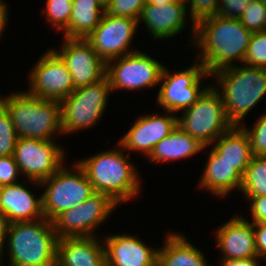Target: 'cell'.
<instances>
[{
    "label": "cell",
    "instance_id": "cell-30",
    "mask_svg": "<svg viewBox=\"0 0 266 266\" xmlns=\"http://www.w3.org/2000/svg\"><path fill=\"white\" fill-rule=\"evenodd\" d=\"M239 20L252 33L266 31V6L260 0H251Z\"/></svg>",
    "mask_w": 266,
    "mask_h": 266
},
{
    "label": "cell",
    "instance_id": "cell-8",
    "mask_svg": "<svg viewBox=\"0 0 266 266\" xmlns=\"http://www.w3.org/2000/svg\"><path fill=\"white\" fill-rule=\"evenodd\" d=\"M181 113L178 127L208 146L233 127L226 116L222 97L212 84L191 107Z\"/></svg>",
    "mask_w": 266,
    "mask_h": 266
},
{
    "label": "cell",
    "instance_id": "cell-40",
    "mask_svg": "<svg viewBox=\"0 0 266 266\" xmlns=\"http://www.w3.org/2000/svg\"><path fill=\"white\" fill-rule=\"evenodd\" d=\"M8 226H9V222L7 218L0 211V258L3 255L4 247L6 244Z\"/></svg>",
    "mask_w": 266,
    "mask_h": 266
},
{
    "label": "cell",
    "instance_id": "cell-27",
    "mask_svg": "<svg viewBox=\"0 0 266 266\" xmlns=\"http://www.w3.org/2000/svg\"><path fill=\"white\" fill-rule=\"evenodd\" d=\"M240 193L247 197L266 196V156H253L243 175Z\"/></svg>",
    "mask_w": 266,
    "mask_h": 266
},
{
    "label": "cell",
    "instance_id": "cell-45",
    "mask_svg": "<svg viewBox=\"0 0 266 266\" xmlns=\"http://www.w3.org/2000/svg\"><path fill=\"white\" fill-rule=\"evenodd\" d=\"M3 263H4V264H3ZM0 266H6L4 260H3V261L0 260Z\"/></svg>",
    "mask_w": 266,
    "mask_h": 266
},
{
    "label": "cell",
    "instance_id": "cell-34",
    "mask_svg": "<svg viewBox=\"0 0 266 266\" xmlns=\"http://www.w3.org/2000/svg\"><path fill=\"white\" fill-rule=\"evenodd\" d=\"M146 0H112L105 12L112 16L133 18L138 21Z\"/></svg>",
    "mask_w": 266,
    "mask_h": 266
},
{
    "label": "cell",
    "instance_id": "cell-14",
    "mask_svg": "<svg viewBox=\"0 0 266 266\" xmlns=\"http://www.w3.org/2000/svg\"><path fill=\"white\" fill-rule=\"evenodd\" d=\"M29 94L41 99L61 101L74 90L73 78L63 60L48 49L28 74Z\"/></svg>",
    "mask_w": 266,
    "mask_h": 266
},
{
    "label": "cell",
    "instance_id": "cell-25",
    "mask_svg": "<svg viewBox=\"0 0 266 266\" xmlns=\"http://www.w3.org/2000/svg\"><path fill=\"white\" fill-rule=\"evenodd\" d=\"M210 146L242 176L253 157L248 134L241 126H233Z\"/></svg>",
    "mask_w": 266,
    "mask_h": 266
},
{
    "label": "cell",
    "instance_id": "cell-10",
    "mask_svg": "<svg viewBox=\"0 0 266 266\" xmlns=\"http://www.w3.org/2000/svg\"><path fill=\"white\" fill-rule=\"evenodd\" d=\"M64 149L55 140L18 138L13 156L22 177L40 188L41 181L64 165L65 158H68Z\"/></svg>",
    "mask_w": 266,
    "mask_h": 266
},
{
    "label": "cell",
    "instance_id": "cell-11",
    "mask_svg": "<svg viewBox=\"0 0 266 266\" xmlns=\"http://www.w3.org/2000/svg\"><path fill=\"white\" fill-rule=\"evenodd\" d=\"M144 51L124 55L106 63V77L111 90L141 91L160 83L163 65Z\"/></svg>",
    "mask_w": 266,
    "mask_h": 266
},
{
    "label": "cell",
    "instance_id": "cell-23",
    "mask_svg": "<svg viewBox=\"0 0 266 266\" xmlns=\"http://www.w3.org/2000/svg\"><path fill=\"white\" fill-rule=\"evenodd\" d=\"M208 146L199 138H194L177 126L167 137L158 142L147 160L152 164L174 162L193 157Z\"/></svg>",
    "mask_w": 266,
    "mask_h": 266
},
{
    "label": "cell",
    "instance_id": "cell-37",
    "mask_svg": "<svg viewBox=\"0 0 266 266\" xmlns=\"http://www.w3.org/2000/svg\"><path fill=\"white\" fill-rule=\"evenodd\" d=\"M250 202V215L252 223H266V196L250 197L246 202Z\"/></svg>",
    "mask_w": 266,
    "mask_h": 266
},
{
    "label": "cell",
    "instance_id": "cell-26",
    "mask_svg": "<svg viewBox=\"0 0 266 266\" xmlns=\"http://www.w3.org/2000/svg\"><path fill=\"white\" fill-rule=\"evenodd\" d=\"M105 8L98 0H73L64 38L85 39L101 22Z\"/></svg>",
    "mask_w": 266,
    "mask_h": 266
},
{
    "label": "cell",
    "instance_id": "cell-17",
    "mask_svg": "<svg viewBox=\"0 0 266 266\" xmlns=\"http://www.w3.org/2000/svg\"><path fill=\"white\" fill-rule=\"evenodd\" d=\"M187 4L182 0H173L163 5L145 4L138 19V28L144 24L151 38L155 40L172 39L188 24ZM187 17V18H186Z\"/></svg>",
    "mask_w": 266,
    "mask_h": 266
},
{
    "label": "cell",
    "instance_id": "cell-35",
    "mask_svg": "<svg viewBox=\"0 0 266 266\" xmlns=\"http://www.w3.org/2000/svg\"><path fill=\"white\" fill-rule=\"evenodd\" d=\"M17 178H22V175L15 162L14 156L0 157V187L19 182L20 179L18 180Z\"/></svg>",
    "mask_w": 266,
    "mask_h": 266
},
{
    "label": "cell",
    "instance_id": "cell-46",
    "mask_svg": "<svg viewBox=\"0 0 266 266\" xmlns=\"http://www.w3.org/2000/svg\"><path fill=\"white\" fill-rule=\"evenodd\" d=\"M266 6V0H260Z\"/></svg>",
    "mask_w": 266,
    "mask_h": 266
},
{
    "label": "cell",
    "instance_id": "cell-20",
    "mask_svg": "<svg viewBox=\"0 0 266 266\" xmlns=\"http://www.w3.org/2000/svg\"><path fill=\"white\" fill-rule=\"evenodd\" d=\"M21 182V183H20ZM0 187V211L9 223L36 221L44 218L42 194L38 197L23 181Z\"/></svg>",
    "mask_w": 266,
    "mask_h": 266
},
{
    "label": "cell",
    "instance_id": "cell-44",
    "mask_svg": "<svg viewBox=\"0 0 266 266\" xmlns=\"http://www.w3.org/2000/svg\"><path fill=\"white\" fill-rule=\"evenodd\" d=\"M5 4H6V0L5 1L4 0H0V6H3Z\"/></svg>",
    "mask_w": 266,
    "mask_h": 266
},
{
    "label": "cell",
    "instance_id": "cell-5",
    "mask_svg": "<svg viewBox=\"0 0 266 266\" xmlns=\"http://www.w3.org/2000/svg\"><path fill=\"white\" fill-rule=\"evenodd\" d=\"M0 104L8 111L18 138L54 140L63 135L60 101L18 90L4 97L0 94Z\"/></svg>",
    "mask_w": 266,
    "mask_h": 266
},
{
    "label": "cell",
    "instance_id": "cell-4",
    "mask_svg": "<svg viewBox=\"0 0 266 266\" xmlns=\"http://www.w3.org/2000/svg\"><path fill=\"white\" fill-rule=\"evenodd\" d=\"M57 242L53 222L46 218L9 223L0 260L6 253L7 266H56Z\"/></svg>",
    "mask_w": 266,
    "mask_h": 266
},
{
    "label": "cell",
    "instance_id": "cell-19",
    "mask_svg": "<svg viewBox=\"0 0 266 266\" xmlns=\"http://www.w3.org/2000/svg\"><path fill=\"white\" fill-rule=\"evenodd\" d=\"M215 246L221 258L245 259L257 255L253 223L244 215H234L215 230Z\"/></svg>",
    "mask_w": 266,
    "mask_h": 266
},
{
    "label": "cell",
    "instance_id": "cell-31",
    "mask_svg": "<svg viewBox=\"0 0 266 266\" xmlns=\"http://www.w3.org/2000/svg\"><path fill=\"white\" fill-rule=\"evenodd\" d=\"M220 0H187V11L191 19L192 28H190L191 45L195 37V24L206 17L217 15ZM189 4V5H188ZM190 9V10H189Z\"/></svg>",
    "mask_w": 266,
    "mask_h": 266
},
{
    "label": "cell",
    "instance_id": "cell-21",
    "mask_svg": "<svg viewBox=\"0 0 266 266\" xmlns=\"http://www.w3.org/2000/svg\"><path fill=\"white\" fill-rule=\"evenodd\" d=\"M103 238L58 239L56 266H106Z\"/></svg>",
    "mask_w": 266,
    "mask_h": 266
},
{
    "label": "cell",
    "instance_id": "cell-18",
    "mask_svg": "<svg viewBox=\"0 0 266 266\" xmlns=\"http://www.w3.org/2000/svg\"><path fill=\"white\" fill-rule=\"evenodd\" d=\"M126 232L104 238L106 266H157L158 247Z\"/></svg>",
    "mask_w": 266,
    "mask_h": 266
},
{
    "label": "cell",
    "instance_id": "cell-2",
    "mask_svg": "<svg viewBox=\"0 0 266 266\" xmlns=\"http://www.w3.org/2000/svg\"><path fill=\"white\" fill-rule=\"evenodd\" d=\"M116 145L117 148L114 146L80 158L77 163L84 169L95 192L107 195L119 206L142 193V179L138 176L137 166L129 161L130 154L118 143Z\"/></svg>",
    "mask_w": 266,
    "mask_h": 266
},
{
    "label": "cell",
    "instance_id": "cell-43",
    "mask_svg": "<svg viewBox=\"0 0 266 266\" xmlns=\"http://www.w3.org/2000/svg\"><path fill=\"white\" fill-rule=\"evenodd\" d=\"M101 5L106 8L108 6V4L112 1V0H98Z\"/></svg>",
    "mask_w": 266,
    "mask_h": 266
},
{
    "label": "cell",
    "instance_id": "cell-29",
    "mask_svg": "<svg viewBox=\"0 0 266 266\" xmlns=\"http://www.w3.org/2000/svg\"><path fill=\"white\" fill-rule=\"evenodd\" d=\"M18 136L8 111L0 104V157L14 154Z\"/></svg>",
    "mask_w": 266,
    "mask_h": 266
},
{
    "label": "cell",
    "instance_id": "cell-38",
    "mask_svg": "<svg viewBox=\"0 0 266 266\" xmlns=\"http://www.w3.org/2000/svg\"><path fill=\"white\" fill-rule=\"evenodd\" d=\"M257 255L266 262V223H253Z\"/></svg>",
    "mask_w": 266,
    "mask_h": 266
},
{
    "label": "cell",
    "instance_id": "cell-36",
    "mask_svg": "<svg viewBox=\"0 0 266 266\" xmlns=\"http://www.w3.org/2000/svg\"><path fill=\"white\" fill-rule=\"evenodd\" d=\"M251 0H220L217 15L225 18L239 19Z\"/></svg>",
    "mask_w": 266,
    "mask_h": 266
},
{
    "label": "cell",
    "instance_id": "cell-13",
    "mask_svg": "<svg viewBox=\"0 0 266 266\" xmlns=\"http://www.w3.org/2000/svg\"><path fill=\"white\" fill-rule=\"evenodd\" d=\"M138 22L133 18L103 14L99 25L85 38L99 57L110 60L134 53L133 39L137 36ZM132 43V44H131Z\"/></svg>",
    "mask_w": 266,
    "mask_h": 266
},
{
    "label": "cell",
    "instance_id": "cell-41",
    "mask_svg": "<svg viewBox=\"0 0 266 266\" xmlns=\"http://www.w3.org/2000/svg\"><path fill=\"white\" fill-rule=\"evenodd\" d=\"M9 11H8V4L6 3L3 6H0V39L2 34L5 31V27H7V23L9 22Z\"/></svg>",
    "mask_w": 266,
    "mask_h": 266
},
{
    "label": "cell",
    "instance_id": "cell-22",
    "mask_svg": "<svg viewBox=\"0 0 266 266\" xmlns=\"http://www.w3.org/2000/svg\"><path fill=\"white\" fill-rule=\"evenodd\" d=\"M208 150L210 153L207 155L200 181L196 184L198 189L219 197L218 199L228 196L234 189L240 191L243 176L212 147Z\"/></svg>",
    "mask_w": 266,
    "mask_h": 266
},
{
    "label": "cell",
    "instance_id": "cell-24",
    "mask_svg": "<svg viewBox=\"0 0 266 266\" xmlns=\"http://www.w3.org/2000/svg\"><path fill=\"white\" fill-rule=\"evenodd\" d=\"M158 249L157 266H211L199 248L181 232L170 231Z\"/></svg>",
    "mask_w": 266,
    "mask_h": 266
},
{
    "label": "cell",
    "instance_id": "cell-7",
    "mask_svg": "<svg viewBox=\"0 0 266 266\" xmlns=\"http://www.w3.org/2000/svg\"><path fill=\"white\" fill-rule=\"evenodd\" d=\"M112 93L107 77L95 84L76 88L60 101L63 135L78 133L97 125L108 107Z\"/></svg>",
    "mask_w": 266,
    "mask_h": 266
},
{
    "label": "cell",
    "instance_id": "cell-32",
    "mask_svg": "<svg viewBox=\"0 0 266 266\" xmlns=\"http://www.w3.org/2000/svg\"><path fill=\"white\" fill-rule=\"evenodd\" d=\"M241 127L248 134L252 155L266 156V112L256 119L252 128H247L245 123Z\"/></svg>",
    "mask_w": 266,
    "mask_h": 266
},
{
    "label": "cell",
    "instance_id": "cell-3",
    "mask_svg": "<svg viewBox=\"0 0 266 266\" xmlns=\"http://www.w3.org/2000/svg\"><path fill=\"white\" fill-rule=\"evenodd\" d=\"M212 86L219 92L228 120L241 126L243 120L266 95V68L236 64L211 74Z\"/></svg>",
    "mask_w": 266,
    "mask_h": 266
},
{
    "label": "cell",
    "instance_id": "cell-15",
    "mask_svg": "<svg viewBox=\"0 0 266 266\" xmlns=\"http://www.w3.org/2000/svg\"><path fill=\"white\" fill-rule=\"evenodd\" d=\"M62 39L60 49L53 47L52 50L68 68L75 89L95 84L106 77V63L85 39Z\"/></svg>",
    "mask_w": 266,
    "mask_h": 266
},
{
    "label": "cell",
    "instance_id": "cell-28",
    "mask_svg": "<svg viewBox=\"0 0 266 266\" xmlns=\"http://www.w3.org/2000/svg\"><path fill=\"white\" fill-rule=\"evenodd\" d=\"M73 0H46L42 15L53 30L64 32L68 28Z\"/></svg>",
    "mask_w": 266,
    "mask_h": 266
},
{
    "label": "cell",
    "instance_id": "cell-42",
    "mask_svg": "<svg viewBox=\"0 0 266 266\" xmlns=\"http://www.w3.org/2000/svg\"><path fill=\"white\" fill-rule=\"evenodd\" d=\"M172 1L173 0H146V4L163 5Z\"/></svg>",
    "mask_w": 266,
    "mask_h": 266
},
{
    "label": "cell",
    "instance_id": "cell-6",
    "mask_svg": "<svg viewBox=\"0 0 266 266\" xmlns=\"http://www.w3.org/2000/svg\"><path fill=\"white\" fill-rule=\"evenodd\" d=\"M64 164L55 174L40 182L44 188L42 211L53 221L63 211L76 207L95 193L84 169L75 161L72 169Z\"/></svg>",
    "mask_w": 266,
    "mask_h": 266
},
{
    "label": "cell",
    "instance_id": "cell-16",
    "mask_svg": "<svg viewBox=\"0 0 266 266\" xmlns=\"http://www.w3.org/2000/svg\"><path fill=\"white\" fill-rule=\"evenodd\" d=\"M140 115L136 122L119 138L118 144L128 152L140 153L148 158L155 145L178 126V114L165 111Z\"/></svg>",
    "mask_w": 266,
    "mask_h": 266
},
{
    "label": "cell",
    "instance_id": "cell-12",
    "mask_svg": "<svg viewBox=\"0 0 266 266\" xmlns=\"http://www.w3.org/2000/svg\"><path fill=\"white\" fill-rule=\"evenodd\" d=\"M118 207L107 195L95 192L76 207L63 211L52 222L58 239L98 236L97 229Z\"/></svg>",
    "mask_w": 266,
    "mask_h": 266
},
{
    "label": "cell",
    "instance_id": "cell-9",
    "mask_svg": "<svg viewBox=\"0 0 266 266\" xmlns=\"http://www.w3.org/2000/svg\"><path fill=\"white\" fill-rule=\"evenodd\" d=\"M168 68H163L156 104L162 107L163 111L177 114L191 107L211 85L209 83L203 87L202 84L204 78H211V74L206 72V68L196 58L195 62L185 69L172 72Z\"/></svg>",
    "mask_w": 266,
    "mask_h": 266
},
{
    "label": "cell",
    "instance_id": "cell-1",
    "mask_svg": "<svg viewBox=\"0 0 266 266\" xmlns=\"http://www.w3.org/2000/svg\"><path fill=\"white\" fill-rule=\"evenodd\" d=\"M250 32L239 19L213 15L195 24L192 47L198 49L197 60L213 74L224 68L242 64L246 56Z\"/></svg>",
    "mask_w": 266,
    "mask_h": 266
},
{
    "label": "cell",
    "instance_id": "cell-39",
    "mask_svg": "<svg viewBox=\"0 0 266 266\" xmlns=\"http://www.w3.org/2000/svg\"><path fill=\"white\" fill-rule=\"evenodd\" d=\"M262 259L259 256H253L245 259H227L219 258V266H261Z\"/></svg>",
    "mask_w": 266,
    "mask_h": 266
},
{
    "label": "cell",
    "instance_id": "cell-33",
    "mask_svg": "<svg viewBox=\"0 0 266 266\" xmlns=\"http://www.w3.org/2000/svg\"><path fill=\"white\" fill-rule=\"evenodd\" d=\"M243 63L266 68V31L252 34Z\"/></svg>",
    "mask_w": 266,
    "mask_h": 266
}]
</instances>
